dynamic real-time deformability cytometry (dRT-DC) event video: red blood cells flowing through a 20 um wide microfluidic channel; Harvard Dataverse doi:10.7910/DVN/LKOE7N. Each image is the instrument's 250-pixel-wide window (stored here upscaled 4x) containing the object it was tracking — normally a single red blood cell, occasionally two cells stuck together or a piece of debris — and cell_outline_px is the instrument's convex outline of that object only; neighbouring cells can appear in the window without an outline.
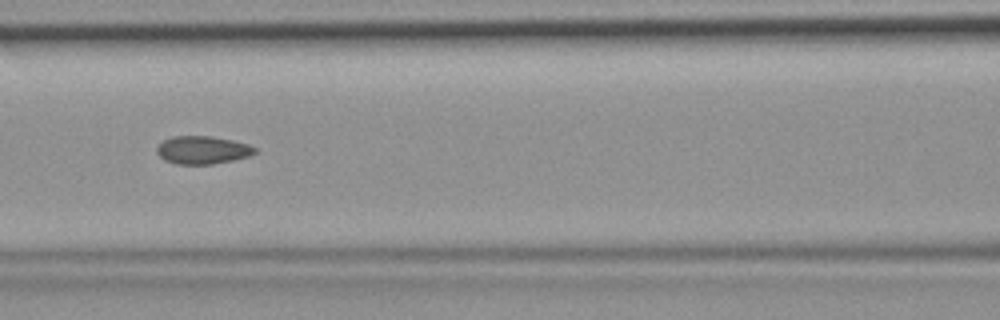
{"species": "common noctule bat (a hibernating species)", "species_latin": "Nyctalus noctula", "temperature_condition": "room temperature", "stored_images_in_passage": 46, "camera_frame_rate_fps": 3000, "um_per_image_px": 0.085, "animal": {"sex": "female", "body_mass_g": 19.9}, "frame": {"image": 1, "passage_image": 20, "time_ms": 6.333, "image_size_px": [1000, 320], "cell_outline_px": [[256, 152], [248, 156], [232, 160], [212, 164], [176, 164], [164, 160], [156, 152], [156, 148], [164, 140], [172, 136], [212, 136], [232, 140], [248, 144], [256, 148]], "centroid_in_image_um": [17.2, 12.75], "position_along_channel_um": 149.4, "area_um2": 15.9}}
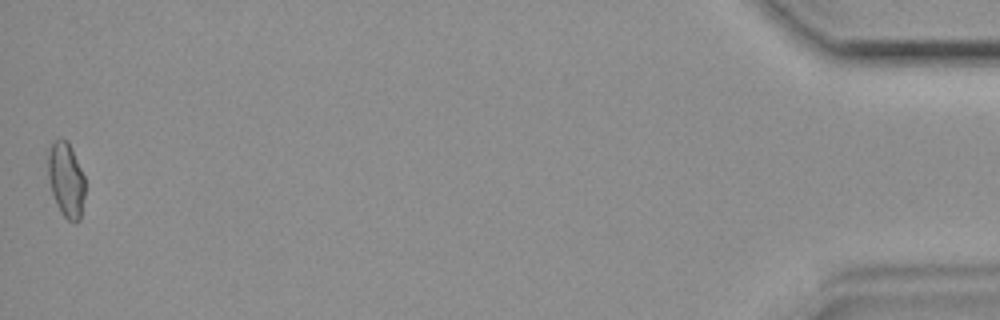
{"frame": {"image": 2, "passage_image": 46, "time_ms": 15.0, "image_size_px": [1000, 320], "cell_outline_px": [[84, 196], [80, 220], [76, 224], [68, 220], [60, 212], [56, 204], [52, 192], [48, 176], [48, 152], [52, 144], [60, 136], [68, 140], [72, 148], [84, 176]], "centroid_in_image_um": [5.62, 15.27], "position_along_channel_um": 429.6, "area_um2": 16.24}}